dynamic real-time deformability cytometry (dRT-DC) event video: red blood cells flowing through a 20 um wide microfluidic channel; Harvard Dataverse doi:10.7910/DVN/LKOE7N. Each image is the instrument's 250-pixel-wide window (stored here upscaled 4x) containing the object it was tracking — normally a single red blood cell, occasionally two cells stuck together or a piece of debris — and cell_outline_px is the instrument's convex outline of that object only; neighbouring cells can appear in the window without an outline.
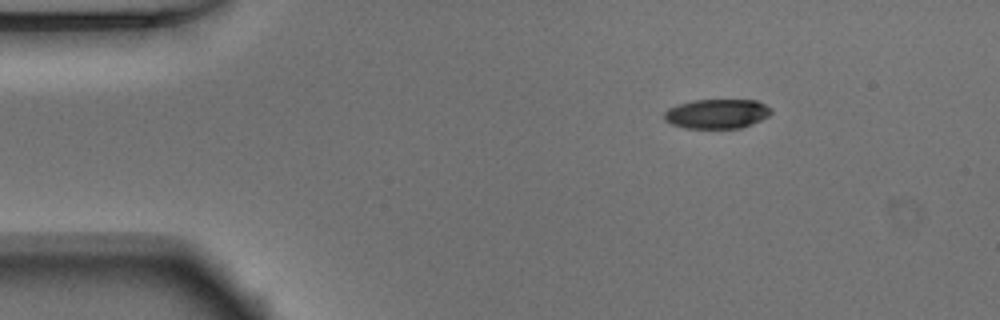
{"species": "Egyptian fruit bat (a non-hibernating species)", "species_latin": "Rousettus aegyptiacus", "temperature_condition": "warm", "stored_images_in_passage": 45, "camera_frame_rate_fps": 3000, "um_per_image_px": 0.085, "animal": {"sex": "male"}, "frame": {"image": 1, "passage_image": 1, "time_ms": 0.0, "image_size_px": [1000, 320], "cell_outline_px": [[772, 112], [768, 116], [760, 120], [740, 128], [684, 128], [672, 124], [664, 120], [664, 112], [668, 108], [676, 104], [692, 100], [756, 100], [772, 108]], "centroid_in_image_um": [60.91, 9.66], "position_along_channel_um": 24.1, "area_um2": 18.44}}
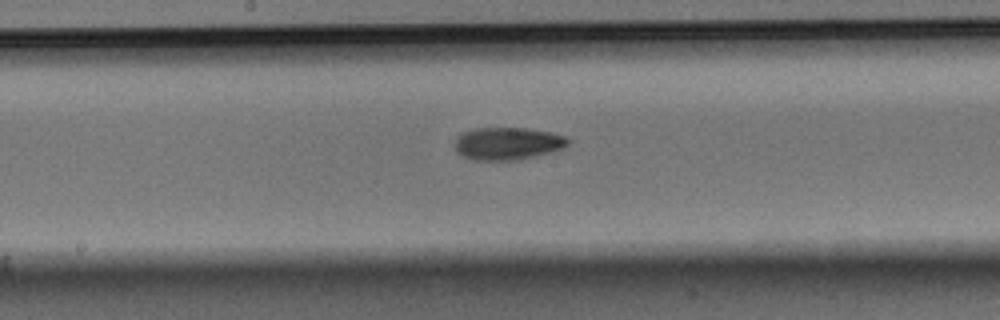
{"frame": {"image": 2, "passage_image": 20, "time_ms": 6.333, "image_size_px": [1000, 320], "cell_outline_px": [[572, 140], [564, 148], [516, 160], [472, 160], [460, 156], [456, 152], [456, 136], [464, 132], [476, 128], [524, 128], [552, 132], [564, 136]], "centroid_in_image_um": [43.13, 12.2], "position_along_channel_um": 205.1, "area_um2": 21.44}}
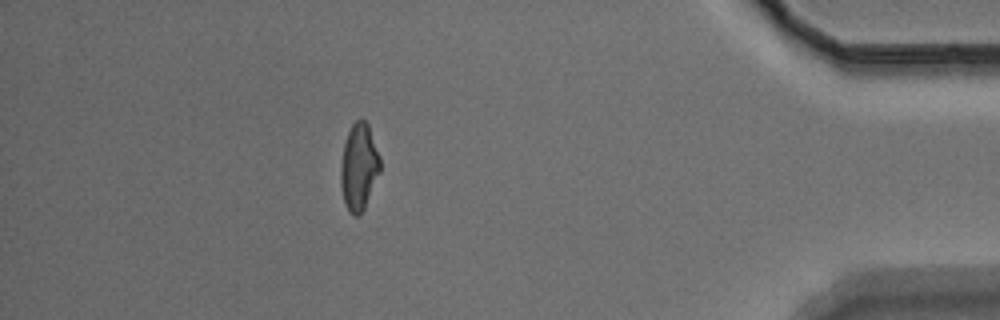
{"frame": {"image": 3, "passage_image": 39, "time_ms": 12.667, "image_size_px": [1000, 320], "cell_outline_px": [[380, 172], [364, 208], [356, 216], [352, 216], [348, 212], [344, 200], [340, 184], [340, 164], [344, 144], [348, 132], [352, 124], [356, 120], [364, 120], [368, 124], [380, 156]], "centroid_in_image_um": [30.5, 14.19], "position_along_channel_um": 404.7, "area_um2": 19.88}, "authors_computed_cell_mechanics": {"area_um2": 20.0566, "velocity_mm_per_s": 3.9093, "shape_relaxation_time_tau1_ms": 4.8812, "shape_relaxation_time_tau2_ms": 6.0223, "deformation_change_tau1": 0.1592, "deformation_change_tau2": 0.1342}}